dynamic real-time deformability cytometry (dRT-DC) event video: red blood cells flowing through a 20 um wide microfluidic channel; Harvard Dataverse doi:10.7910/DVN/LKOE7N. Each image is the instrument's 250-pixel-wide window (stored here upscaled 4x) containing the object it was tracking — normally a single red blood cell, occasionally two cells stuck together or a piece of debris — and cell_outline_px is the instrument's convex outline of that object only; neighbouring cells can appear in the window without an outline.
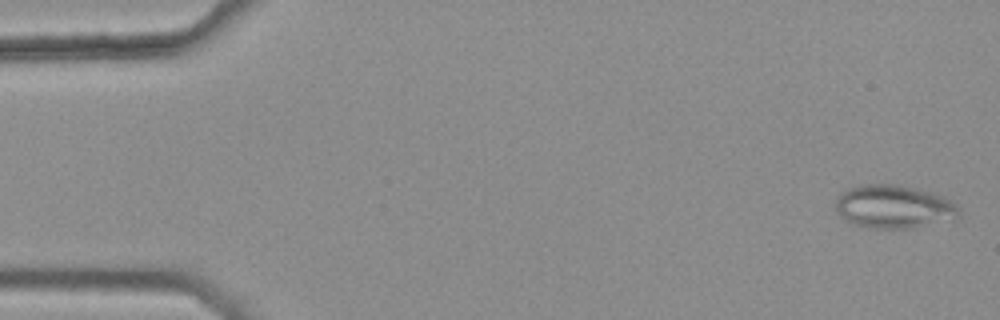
{"species": "common noctule bat (a hibernating species)", "species_latin": "Nyctalus noctula", "temperature_condition": "warm", "stored_images_in_passage": 46, "camera_frame_rate_fps": 3000, "um_per_image_px": 0.085, "animal": {"sex": "female", "body_mass_g": 25.1}, "frame": {"image": 1, "passage_image": 2, "time_ms": 0.333, "image_size_px": [1000, 320], "cell_outline_px": [[960, 216], [916, 228], [872, 228], [856, 224], [840, 216], [836, 208], [836, 196], [840, 192], [848, 188], [860, 184], [892, 184], [912, 188], [944, 196], [956, 204], [960, 208]], "centroid_in_image_um": [75.96, 17.56], "position_along_channel_um": 9.0, "area_um2": 30.92}}
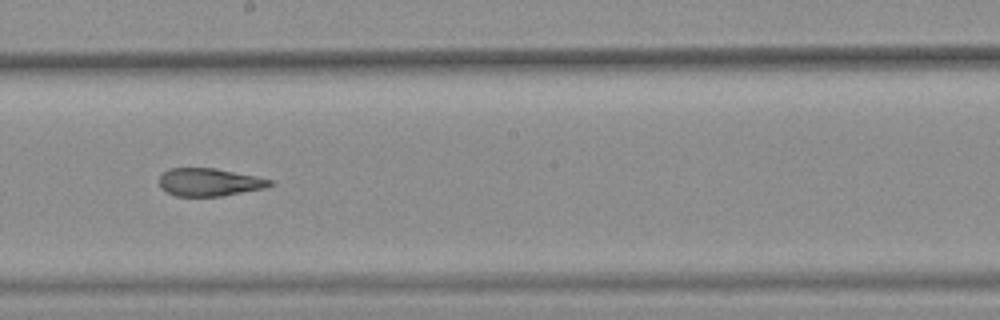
{"frame": {"image": 2, "passage_image": 30, "time_ms": 9.667, "image_size_px": [1000, 320], "cell_outline_px": [[276, 184], [264, 188], [220, 196], [176, 196], [160, 188], [160, 176], [168, 168], [216, 168], [256, 176], [272, 180]], "centroid_in_image_um": [17.8, 15.48], "position_along_channel_um": 230.4, "area_um2": 17.92}}
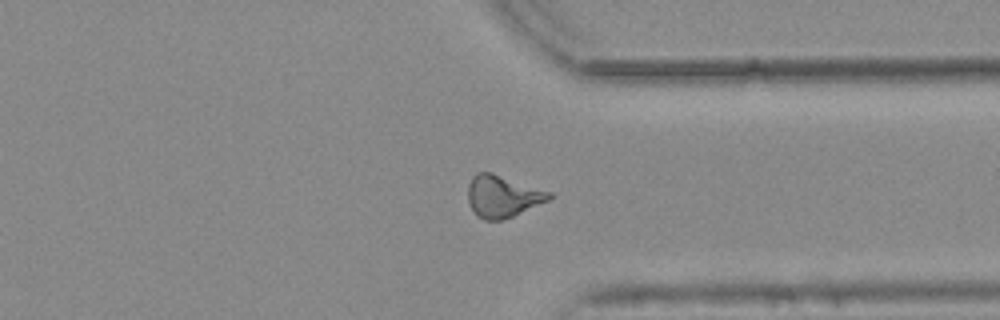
{"frame": {"image": 3, "passage_image": 41, "time_ms": 13.333, "image_size_px": [1000, 320], "cell_outline_px": [[556, 196], [548, 200], [512, 216], [500, 220], [484, 220], [476, 216], [468, 204], [468, 184], [472, 176], [476, 172], [492, 172], [552, 192]], "centroid_in_image_um": [42.7, 16.67], "position_along_channel_um": 368.7, "area_um2": 20.0}, "authors_computed_cell_mechanics": {"area_um2": 19.7965, "velocity_mm_per_s": 3.7944, "shape_relaxation_time_tau1_ms": null, "shape_relaxation_time_tau2_ms": 2.2253, "deformation_change_tau1": null, "deformation_change_tau2": 0.1175}}